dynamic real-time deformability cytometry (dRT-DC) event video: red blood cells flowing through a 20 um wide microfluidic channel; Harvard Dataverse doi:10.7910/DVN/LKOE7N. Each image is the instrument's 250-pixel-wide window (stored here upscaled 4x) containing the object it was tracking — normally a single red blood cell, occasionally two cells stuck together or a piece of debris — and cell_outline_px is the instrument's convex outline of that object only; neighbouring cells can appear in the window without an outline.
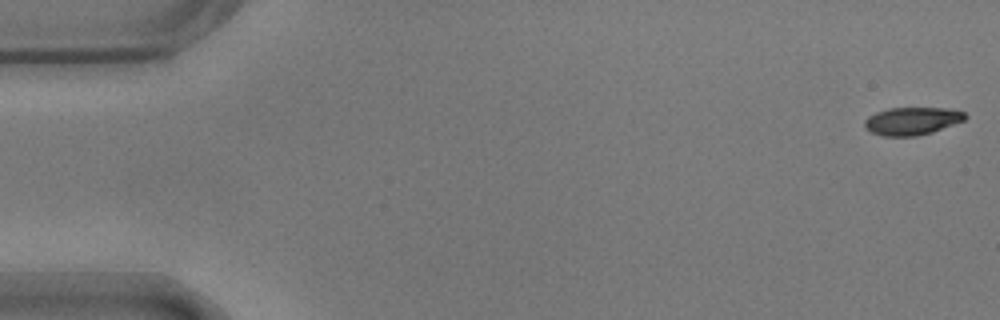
{"species": "common noctule bat (a hibernating species)", "species_latin": "Nyctalus noctula", "temperature_condition": "warm", "stored_images_in_passage": 56, "camera_frame_rate_fps": 3000, "um_per_image_px": 0.085, "animal": {"sex": "male", "body_mass_g": 17.9}, "frame": {"image": 1, "passage_image": 1, "time_ms": 0.0, "image_size_px": [1000, 320], "cell_outline_px": [[968, 116], [964, 120], [932, 132], [916, 136], [884, 136], [872, 132], [864, 124], [864, 120], [868, 116], [876, 112], [888, 108], [948, 108], [964, 112]], "centroid_in_image_um": [77.53, 10.27], "position_along_channel_um": 7.5, "area_um2": 16.13}}
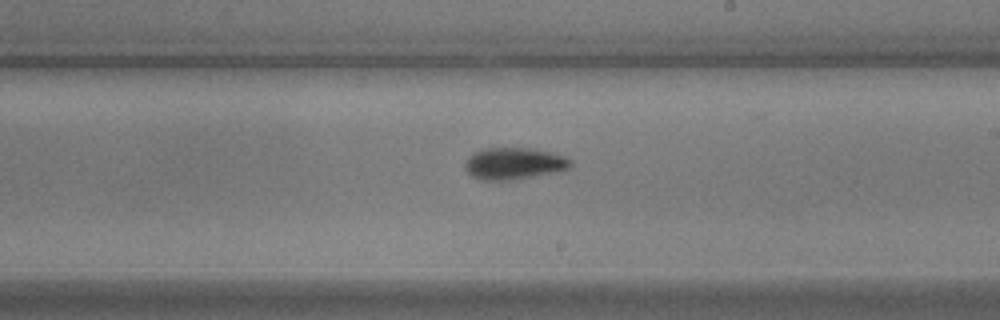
{"frame": {"image": 2, "passage_image": 32, "time_ms": 10.333, "image_size_px": [1000, 320], "cell_outline_px": [[572, 164], [568, 168], [560, 172], [520, 180], [480, 180], [472, 176], [464, 168], [464, 160], [472, 152], [480, 148], [532, 148], [552, 152], [564, 156], [572, 160]], "centroid_in_image_um": [43.69, 13.91], "position_along_channel_um": 245.3, "area_um2": 20.29}}
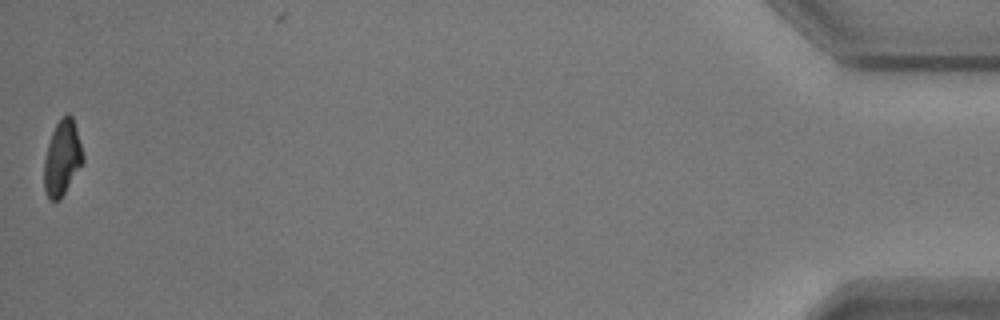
{"frame": {"image": 3, "passage_image": 55, "time_ms": 18.0, "image_size_px": [1000, 320], "cell_outline_px": [[84, 160], [60, 200], [48, 200], [44, 188], [44, 160], [48, 144], [52, 132], [56, 124], [68, 112], [72, 116], [76, 128], [84, 156]], "centroid_in_image_um": [5.28, 13.44], "position_along_channel_um": 429.9, "area_um2": 16.82}, "authors_computed_cell_mechanics": {"area_um2": 18.1492, "velocity_mm_per_s": 3.6561, "shape_relaxation_time_tau1_ms": 3.8056, "shape_relaxation_time_tau2_ms": 3.6588, "deformation_change_tau1": 0.1607, "deformation_change_tau2": 0.0884}}